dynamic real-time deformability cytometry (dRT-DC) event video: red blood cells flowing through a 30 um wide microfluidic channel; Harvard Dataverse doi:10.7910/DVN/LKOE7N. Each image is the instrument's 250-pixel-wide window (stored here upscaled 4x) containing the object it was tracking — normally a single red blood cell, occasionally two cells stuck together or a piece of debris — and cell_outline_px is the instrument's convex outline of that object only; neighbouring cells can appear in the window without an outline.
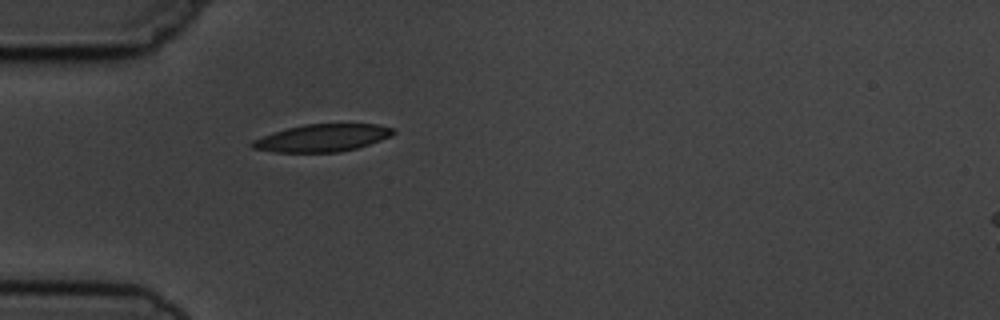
{"species": "common noctule bat (a hibernating species)", "species_latin": "Nyctalus noctula", "temperature_condition": "cold", "stored_images_in_passage": 2, "camera_frame_rate_fps": 3000, "um_per_image_px": 0.085, "animal": {"sex": "male", "body_mass_g": 19.5, "forearm_length_mm": 54.6}, "frame": {"image": 1, "passage_image": 2, "time_ms": 2.0, "image_size_px": [1000, 320], "cell_outline_px": [[396, 132], [392, 136], [356, 148], [340, 152], [276, 152], [252, 148], [248, 144], [252, 140], [288, 128], [304, 124], [380, 124], [396, 128]], "centroid_in_image_um": [27.44, 11.72], "position_along_channel_um": 57.6, "area_um2": 22.48}}